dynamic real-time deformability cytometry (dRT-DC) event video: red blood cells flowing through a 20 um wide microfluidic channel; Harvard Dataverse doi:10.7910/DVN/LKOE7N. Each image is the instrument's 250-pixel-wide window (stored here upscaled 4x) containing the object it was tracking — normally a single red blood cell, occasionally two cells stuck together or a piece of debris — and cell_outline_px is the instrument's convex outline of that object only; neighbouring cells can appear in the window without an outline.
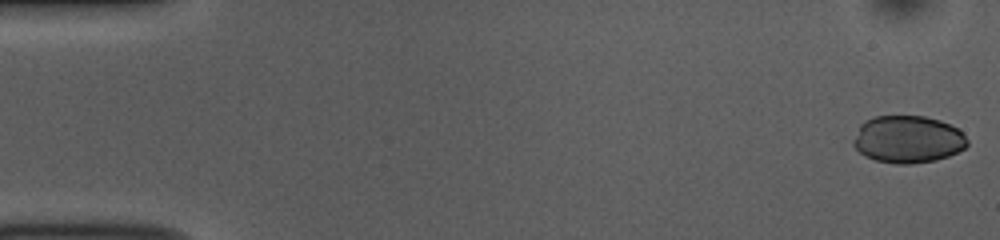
{"species": "common noctule bat (a hibernating species)", "species_latin": "Nyctalus noctula", "temperature_condition": "room temperature", "stored_images_in_passage": 52, "camera_frame_rate_fps": 3000, "um_per_image_px": 0.085, "animal": {"sex": "female", "body_mass_g": 10.0, "forearm_length_mm": 53.1}, "frame": {"image": 1, "passage_image": 1, "time_ms": 0.0, "image_size_px": [1000, 240], "cell_outline_px": [[968, 144], [964, 148], [948, 156], [936, 160], [912, 164], [896, 164], [876, 160], [864, 156], [852, 144], [852, 140], [860, 124], [864, 120], [876, 116], [924, 116], [940, 120], [956, 128], [968, 140]], "centroid_in_image_um": [77.13, 11.84], "position_along_channel_um": 7.9, "area_um2": 31.44}}
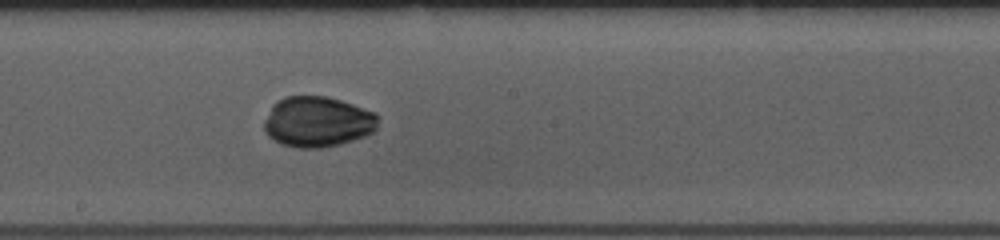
{"frame": {"image": 2, "passage_image": 28, "time_ms": 9.0, "image_size_px": [1000, 240], "cell_outline_px": [[376, 128], [372, 132], [364, 136], [340, 144], [320, 148], [296, 148], [280, 144], [268, 136], [264, 132], [264, 120], [272, 104], [276, 100], [284, 96], [324, 96], [340, 100], [376, 112]], "centroid_in_image_um": [26.93, 10.35], "position_along_channel_um": 221.3, "area_um2": 33.7}}
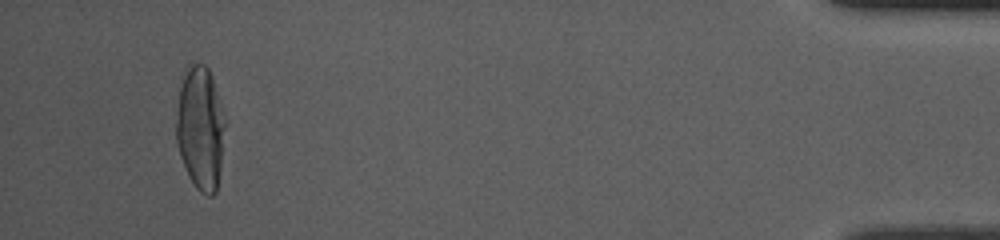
{"frame": {"image": 3, "passage_image": 49, "time_ms": 16.0, "image_size_px": [1000, 240], "cell_outline_px": [[224, 124], [220, 164], [216, 192], [212, 196], [208, 196], [200, 192], [196, 188], [180, 156], [176, 140], [176, 120], [180, 76], [184, 68], [188, 64], [204, 64], [208, 68], [212, 76], [224, 120]], "centroid_in_image_um": [16.98, 10.82], "position_along_channel_um": 418.2, "area_um2": 34.74}}